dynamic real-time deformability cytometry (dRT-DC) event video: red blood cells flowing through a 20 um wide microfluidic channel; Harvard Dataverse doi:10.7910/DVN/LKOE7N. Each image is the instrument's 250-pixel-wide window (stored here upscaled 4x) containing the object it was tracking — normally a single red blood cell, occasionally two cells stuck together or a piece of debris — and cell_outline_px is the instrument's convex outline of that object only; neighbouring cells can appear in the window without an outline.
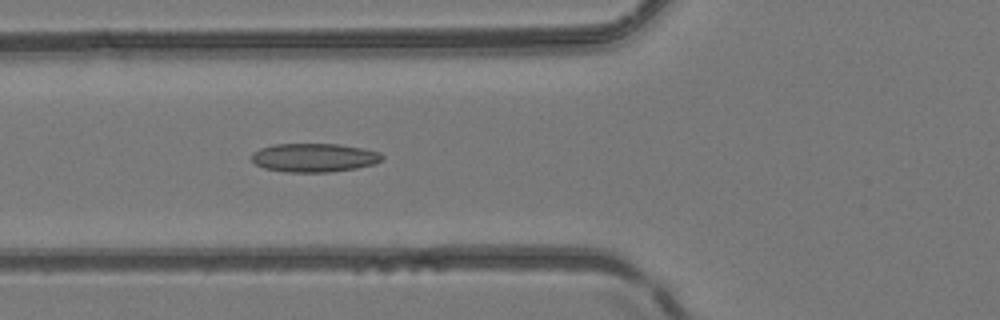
{"species": "common noctule bat (a hibernating species)", "species_latin": "Nyctalus noctula", "temperature_condition": "room temperature", "stored_images_in_passage": 51, "camera_frame_rate_fps": 3000, "um_per_image_px": 0.085, "animal": {"sex": "female", "body_mass_g": 24.6, "forearm_length_mm": 56.2}, "frame": {"image": 1, "passage_image": 20, "time_ms": 6.333, "image_size_px": [1000, 320], "cell_outline_px": [[384, 160], [376, 164], [356, 168], [328, 172], [288, 172], [264, 168], [256, 164], [252, 160], [252, 152], [260, 148], [276, 144], [340, 144], [364, 148], [380, 152], [384, 156]], "centroid_in_image_um": [26.75, 13.39], "position_along_channel_um": 99.0, "area_um2": 21.96}}
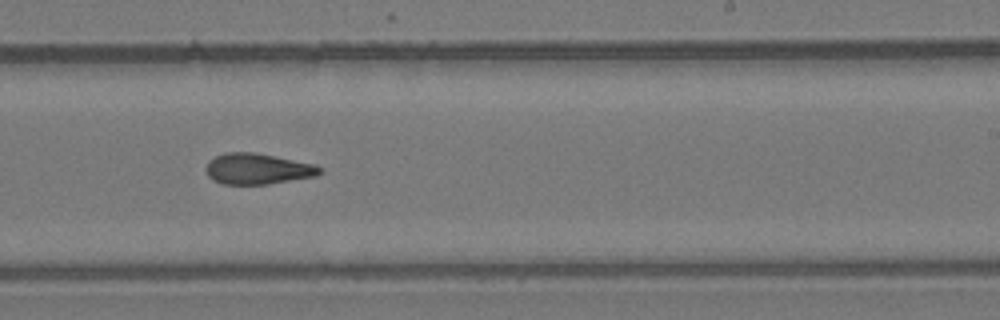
{"frame": {"image": 2, "passage_image": 32, "time_ms": 10.333, "image_size_px": [1000, 320], "cell_outline_px": [[324, 172], [316, 176], [268, 184], [220, 184], [212, 180], [208, 176], [204, 168], [208, 160], [224, 152], [252, 152], [316, 164]], "centroid_in_image_um": [21.86, 14.35], "position_along_channel_um": 267.1, "area_um2": 20.63}}
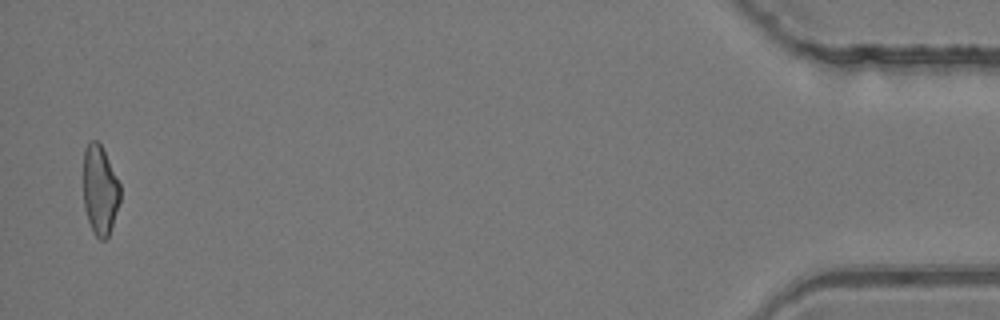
{"frame": {"image": 3, "passage_image": 50, "time_ms": 16.333, "image_size_px": [1000, 320], "cell_outline_px": [[120, 200], [108, 236], [104, 240], [100, 240], [92, 232], [84, 208], [84, 148], [88, 140], [96, 140], [100, 144], [120, 184]], "centroid_in_image_um": [8.48, 16.16], "position_along_channel_um": 426.7, "area_um2": 19.02}, "authors_computed_cell_mechanics": {"area_um2": 20.7502, "velocity_mm_per_s": 4.1893, "shape_relaxation_time_tau1_ms": null, "shape_relaxation_time_tau2_ms": 4.6319, "deformation_change_tau1": null, "deformation_change_tau2": 0.1327}}